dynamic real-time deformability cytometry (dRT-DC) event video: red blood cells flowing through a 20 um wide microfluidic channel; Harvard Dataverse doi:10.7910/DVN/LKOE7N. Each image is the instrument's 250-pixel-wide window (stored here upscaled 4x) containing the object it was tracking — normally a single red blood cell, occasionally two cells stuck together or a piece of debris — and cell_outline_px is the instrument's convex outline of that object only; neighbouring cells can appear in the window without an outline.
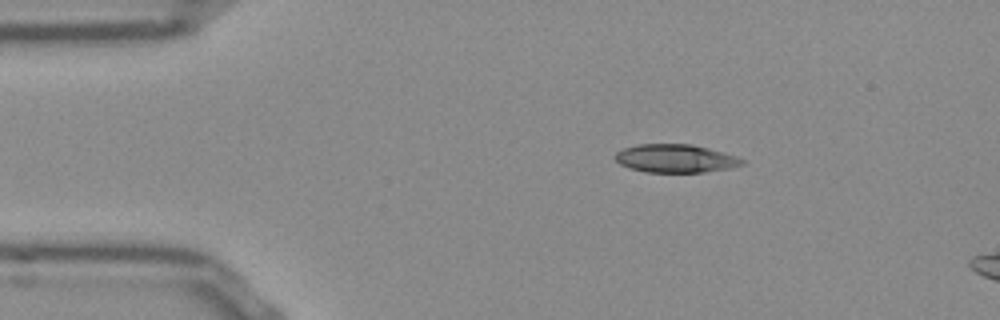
{"species": "Egyptian fruit bat (a non-hibernating species)", "species_latin": "Rousettus aegyptiacus", "temperature_condition": "room temperature", "stored_images_in_passage": 6, "camera_frame_rate_fps": 3000, "um_per_image_px": 0.085, "frame": {"image": 1, "passage_image": 1, "time_ms": 0.0, "image_size_px": [1000, 320], "cell_outline_px": [[744, 164], [732, 168], [704, 172], [644, 172], [628, 168], [620, 164], [616, 160], [616, 152], [624, 148], [640, 144], [692, 144], [724, 152], [736, 156], [744, 160]], "centroid_in_image_um": [57.43, 13.47], "position_along_channel_um": 27.6, "area_um2": 20.92}}